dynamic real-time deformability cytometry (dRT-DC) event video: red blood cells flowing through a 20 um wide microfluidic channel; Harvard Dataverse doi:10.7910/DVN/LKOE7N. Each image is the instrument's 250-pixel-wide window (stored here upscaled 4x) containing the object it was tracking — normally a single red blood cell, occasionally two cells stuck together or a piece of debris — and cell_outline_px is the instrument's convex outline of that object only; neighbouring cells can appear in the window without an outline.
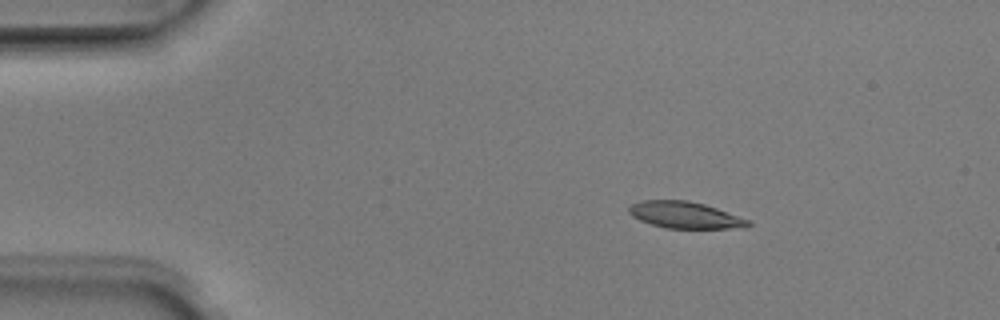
{"species": "Egyptian fruit bat (a non-hibernating species)", "species_latin": "Rousettus aegyptiacus", "temperature_condition": "room temperature", "stored_images_in_passage": 20, "camera_frame_rate_fps": 3000, "um_per_image_px": 0.085, "animal": {"sex": "male"}, "frame": {"image": 1, "passage_image": 9, "time_ms": 2.667, "image_size_px": [1000, 320], "cell_outline_px": [[752, 224], [748, 228], [664, 228], [640, 220], [632, 216], [628, 212], [628, 208], [632, 204], [644, 200], [688, 200], [704, 204], [752, 220]], "centroid_in_image_um": [58.28, 18.28], "position_along_channel_um": 26.7, "area_um2": 18.61}}
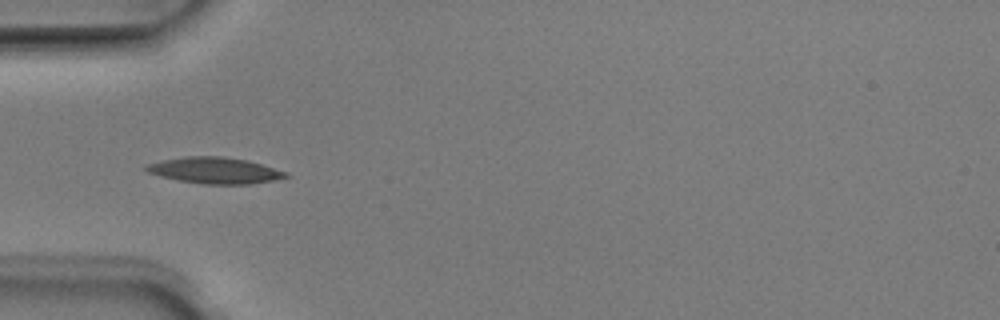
{"frame": {"image": 2, "passage_image": 17, "time_ms": 5.333, "image_size_px": [1000, 320], "cell_outline_px": [[288, 176], [272, 180], [248, 184], [204, 184], [176, 180], [160, 176], [148, 172], [144, 168], [144, 164], [184, 156], [224, 156], [248, 160], [288, 172]], "centroid_in_image_um": [18.22, 14.48], "position_along_channel_um": 66.8, "area_um2": 21.33}}
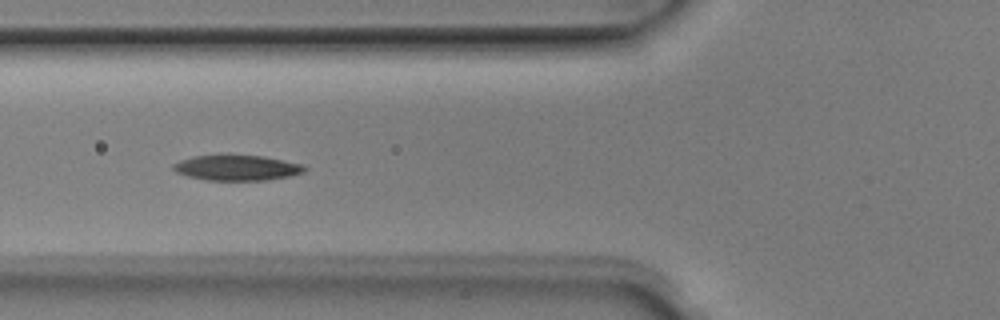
{"frame": {"image": 3, "passage_image": 20, "time_ms": 6.333, "image_size_px": [1000, 320], "cell_outline_px": [[308, 168], [304, 172], [288, 176], [268, 180], [204, 180], [188, 176], [176, 172], [172, 168], [172, 164], [180, 160], [192, 156], [264, 156], [304, 164]], "centroid_in_image_um": [20.15, 14.27], "position_along_channel_um": 105.6, "area_um2": 19.31}}